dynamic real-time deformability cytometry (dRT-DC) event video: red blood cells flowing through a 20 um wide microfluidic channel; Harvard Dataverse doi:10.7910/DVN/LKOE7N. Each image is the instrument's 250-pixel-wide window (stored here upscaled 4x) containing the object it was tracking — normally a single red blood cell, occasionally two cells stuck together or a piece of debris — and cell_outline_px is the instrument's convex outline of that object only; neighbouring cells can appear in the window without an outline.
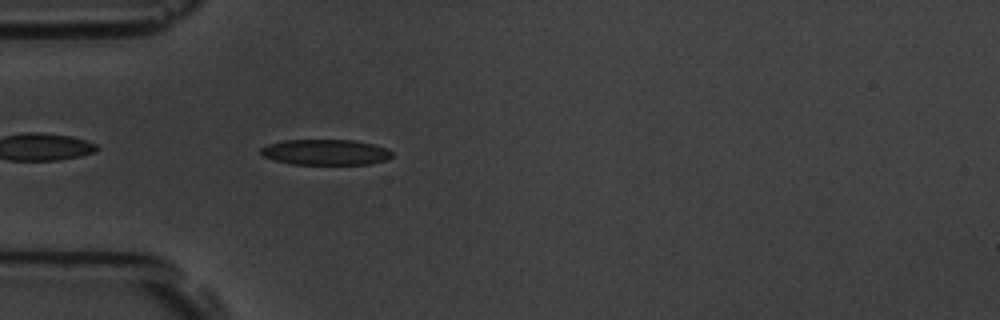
{"species": "common noctule bat (a hibernating species)", "species_latin": "Nyctalus noctula", "temperature_condition": "room temperature", "stored_images_in_passage": 5, "camera_frame_rate_fps": 3000, "um_per_image_px": 0.085, "animal": {"sex": "male", "body_mass_g": 19.5, "forearm_length_mm": 54.6}, "frame": {"image": 1, "passage_image": 5, "time_ms": 5.333, "image_size_px": [1000, 320], "cell_outline_px": [[392, 156], [384, 160], [368, 164], [292, 164], [276, 160], [264, 156], [260, 152], [260, 148], [268, 144], [284, 140], [352, 140], [372, 144], [384, 148], [392, 152]], "centroid_in_image_um": [27.64, 12.93], "position_along_channel_um": 57.4, "area_um2": 19.31}}